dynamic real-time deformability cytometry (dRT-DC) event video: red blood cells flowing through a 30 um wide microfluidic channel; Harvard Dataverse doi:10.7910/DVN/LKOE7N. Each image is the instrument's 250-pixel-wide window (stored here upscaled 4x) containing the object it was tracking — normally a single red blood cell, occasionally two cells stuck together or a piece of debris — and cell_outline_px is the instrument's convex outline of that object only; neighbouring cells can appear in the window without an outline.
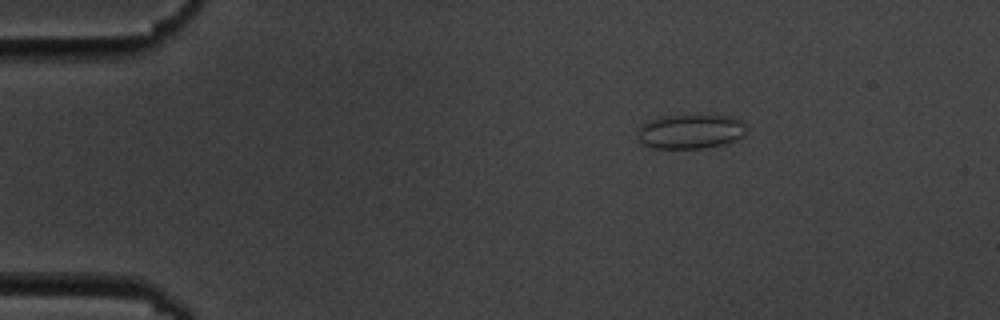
{"species": "common noctule bat (a hibernating species)", "species_latin": "Nyctalus noctula", "temperature_condition": "cold", "stored_images_in_passage": 5, "camera_frame_rate_fps": 3000, "um_per_image_px": 0.085, "animal": {"sex": "male", "body_mass_g": 19.5, "forearm_length_mm": 54.6}, "frame": {"image": 1, "passage_image": 2, "time_ms": 1.0, "image_size_px": [1000, 320], "cell_outline_px": [[744, 136], [736, 140], [724, 144], [704, 148], [652, 148], [644, 144], [636, 136], [636, 132], [640, 124], [656, 116], [732, 116], [744, 120]], "centroid_in_image_um": [58.65, 11.17], "position_along_channel_um": 26.3, "area_um2": 22.02}}